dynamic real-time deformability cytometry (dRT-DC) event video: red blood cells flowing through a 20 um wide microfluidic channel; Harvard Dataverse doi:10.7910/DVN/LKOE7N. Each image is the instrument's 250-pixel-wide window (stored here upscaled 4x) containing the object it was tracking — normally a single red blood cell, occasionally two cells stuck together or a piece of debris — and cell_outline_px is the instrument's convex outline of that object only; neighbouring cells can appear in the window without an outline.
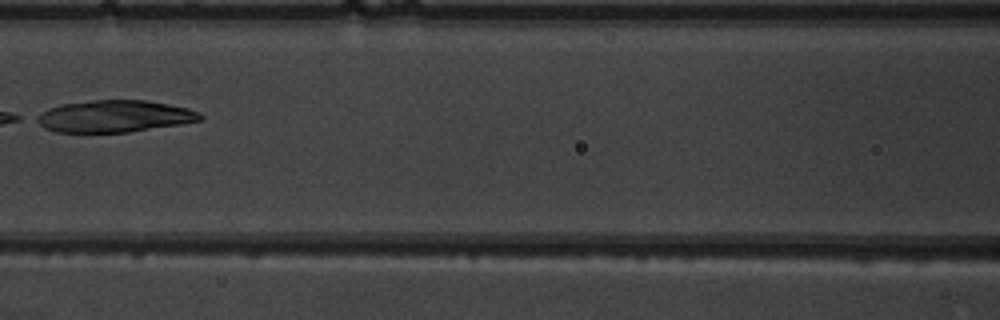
{"species": "common noctule bat (a hibernating species)", "species_latin": "Nyctalus noctula", "temperature_condition": "warm", "stored_images_in_passage": 7, "camera_frame_rate_fps": 3000, "um_per_image_px": 0.085, "animal": {"sex": "male", "body_mass_g": 19.5, "forearm_length_mm": 54.6}, "frame": {"image": 1, "passage_image": 7, "time_ms": 7.0, "image_size_px": [1000, 320], "cell_outline_px": [[204, 116], [200, 120], [180, 124], [128, 132], [56, 132], [44, 128], [32, 120], [36, 116], [48, 108], [64, 104], [92, 100], [148, 100], [188, 108], [200, 112]], "centroid_in_image_um": [9.7, 9.88], "position_along_channel_um": 156.9, "area_um2": 30.46}}